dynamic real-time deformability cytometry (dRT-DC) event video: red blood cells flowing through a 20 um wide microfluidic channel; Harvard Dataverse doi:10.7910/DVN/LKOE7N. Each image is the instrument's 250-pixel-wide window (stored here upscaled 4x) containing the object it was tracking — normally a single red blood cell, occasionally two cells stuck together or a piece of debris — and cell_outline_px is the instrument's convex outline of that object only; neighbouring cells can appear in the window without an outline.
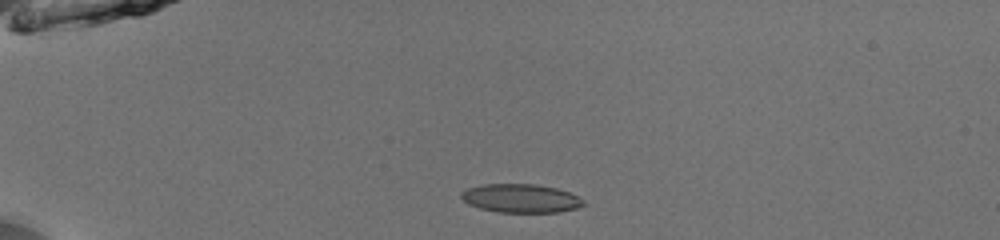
{"species": "common noctule bat (a hibernating species)", "species_latin": "Nyctalus noctula", "temperature_condition": "room temperature", "stored_images_in_passage": 39, "camera_frame_rate_fps": 3000, "um_per_image_px": 0.085, "animal": {"sex": "male", "body_mass_g": 13.0, "forearm_length_mm": 53.1}, "frame": {"image": 1, "passage_image": 1, "time_ms": 0.0, "image_size_px": [1000, 240], "cell_outline_px": [[584, 204], [576, 208], [556, 212], [500, 212], [480, 208], [468, 204], [460, 196], [460, 192], [468, 188], [484, 184], [536, 184], [556, 188], [568, 192], [584, 200]], "centroid_in_image_um": [44.24, 16.85], "position_along_channel_um": 40.8, "area_um2": 20.17}}
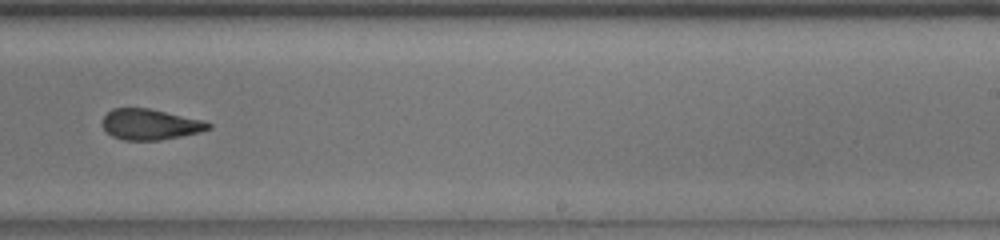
{"frame": {"image": 2, "passage_image": 22, "time_ms": 7.0, "image_size_px": [1000, 240], "cell_outline_px": [[212, 128], [200, 132], [160, 140], [124, 140], [112, 136], [104, 128], [100, 120], [112, 108], [148, 108], [204, 120], [212, 124]], "centroid_in_image_um": [12.76, 10.57], "position_along_channel_um": 276.2, "area_um2": 19.02}}
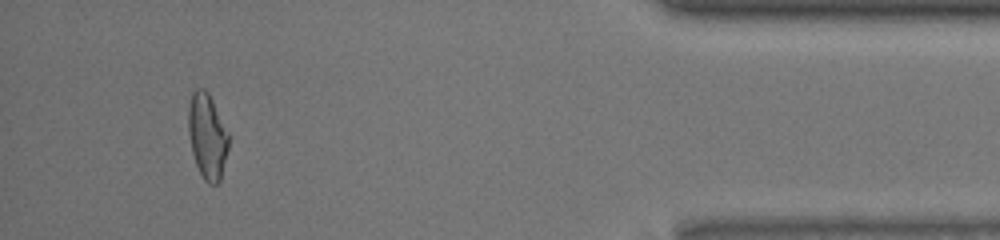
{"frame": {"image": 3, "passage_image": 36, "time_ms": 11.667, "image_size_px": [1000, 240], "cell_outline_px": [[228, 148], [220, 180], [216, 184], [208, 184], [204, 180], [196, 164], [192, 152], [188, 132], [188, 108], [192, 92], [196, 88], [204, 88], [208, 92], [228, 132]], "centroid_in_image_um": [17.6, 11.56], "position_along_channel_um": 417.6, "area_um2": 19.88}, "authors_computed_cell_mechanics": {"area_um2": 20.1722, "velocity_mm_per_s": 4.0094, "shape_relaxation_time_tau1_ms": 5.0362, "shape_relaxation_time_tau2_ms": 1.8282, "deformation_change_tau1": 0.1427, "deformation_change_tau2": 0.0998}}